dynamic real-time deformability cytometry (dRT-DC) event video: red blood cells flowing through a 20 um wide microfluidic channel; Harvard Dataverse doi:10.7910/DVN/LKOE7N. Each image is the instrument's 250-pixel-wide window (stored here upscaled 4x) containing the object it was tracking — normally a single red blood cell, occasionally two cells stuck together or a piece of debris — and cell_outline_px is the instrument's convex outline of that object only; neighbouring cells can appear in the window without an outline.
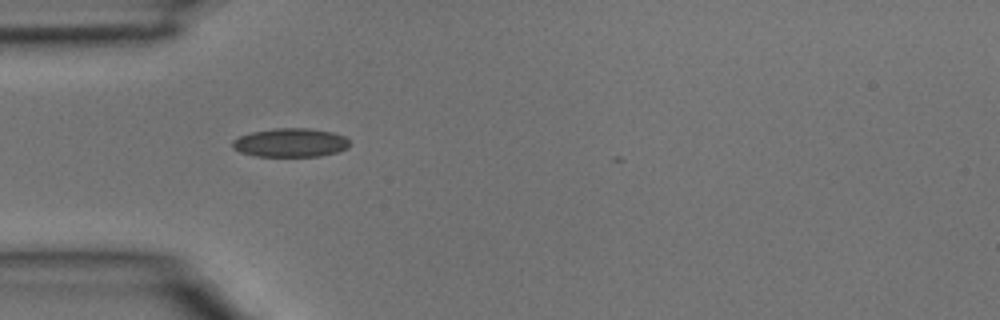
{"species": "common noctule bat (a hibernating species)", "species_latin": "Nyctalus noctula", "temperature_condition": "room temperature", "stored_images_in_passage": 3, "camera_frame_rate_fps": 3000, "um_per_image_px": 0.085, "animal": {"sex": "male", "body_mass_g": 15.6}, "frame": {"image": 1, "passage_image": 1, "time_ms": 0.0, "image_size_px": [1000, 320], "cell_outline_px": [[348, 148], [336, 152], [320, 156], [256, 156], [240, 152], [232, 148], [232, 140], [240, 136], [252, 132], [272, 128], [308, 128], [332, 132], [344, 136], [348, 140]], "centroid_in_image_um": [24.66, 12.12], "position_along_channel_um": 60.3, "area_um2": 19.59}}
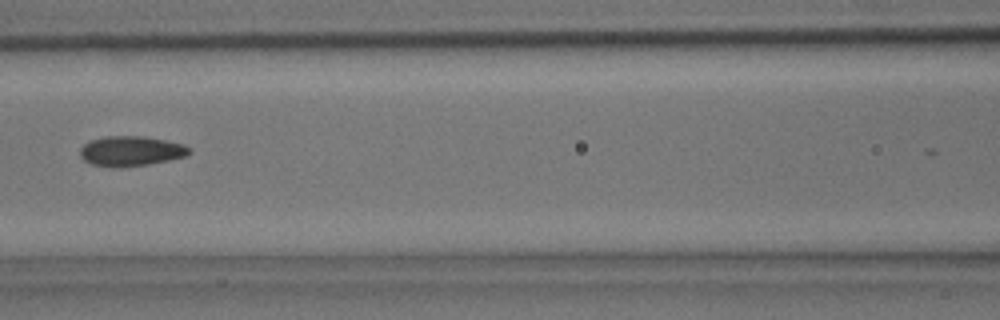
{"frame": {"image": 2, "passage_image": 3, "time_ms": 0.667, "image_size_px": [1000, 320], "cell_outline_px": [[192, 152], [188, 156], [148, 164], [92, 164], [84, 160], [80, 156], [80, 148], [84, 144], [92, 140], [104, 136], [144, 136], [184, 144], [192, 148]], "centroid_in_image_um": [11.21, 12.79], "position_along_channel_um": 155.4, "area_um2": 18.38}}